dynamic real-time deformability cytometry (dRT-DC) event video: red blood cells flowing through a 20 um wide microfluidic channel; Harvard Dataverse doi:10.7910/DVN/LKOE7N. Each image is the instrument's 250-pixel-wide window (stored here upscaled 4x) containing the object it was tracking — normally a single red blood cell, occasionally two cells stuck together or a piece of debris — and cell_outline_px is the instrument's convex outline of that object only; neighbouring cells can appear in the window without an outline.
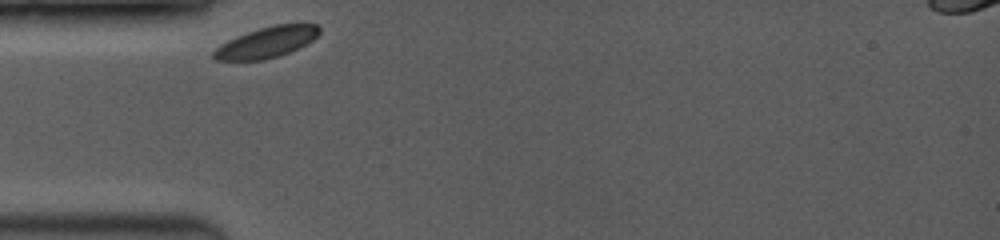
{"species": "common noctule bat (a hibernating species)", "species_latin": "Nyctalus noctula", "temperature_condition": "room temperature", "stored_images_in_passage": 54, "camera_frame_rate_fps": 3500, "um_per_image_px": 0.085, "animal": {"sex": "female", "body_mass_g": 19.0, "forearm_length_mm": 53.3}, "frame": {"image": 1, "passage_image": 1, "time_ms": 0.0, "image_size_px": [1000, 240], "cell_outline_px": [[320, 32], [312, 40], [280, 56], [264, 60], [216, 60], [212, 56], [212, 52], [220, 44], [236, 36], [260, 28], [276, 24], [316, 24], [320, 28]], "centroid_in_image_um": [22.63, 3.6], "position_along_channel_um": 62.4, "area_um2": 18.73}}
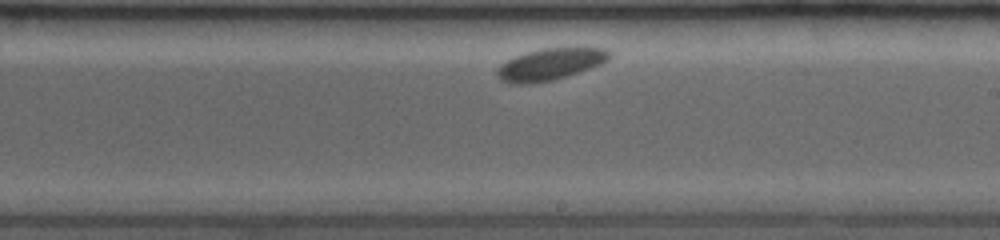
{"frame": {"image": 2, "passage_image": 30, "time_ms": 5.143, "image_size_px": [1000, 240], "cell_outline_px": [[612, 56], [608, 60], [600, 64], [568, 76], [552, 80], [532, 84], [508, 84], [500, 80], [496, 76], [496, 68], [500, 64], [516, 56], [528, 52], [544, 48], [604, 48], [612, 52]], "centroid_in_image_um": [46.73, 5.48], "position_along_channel_um": 242.3, "area_um2": 20.87}}
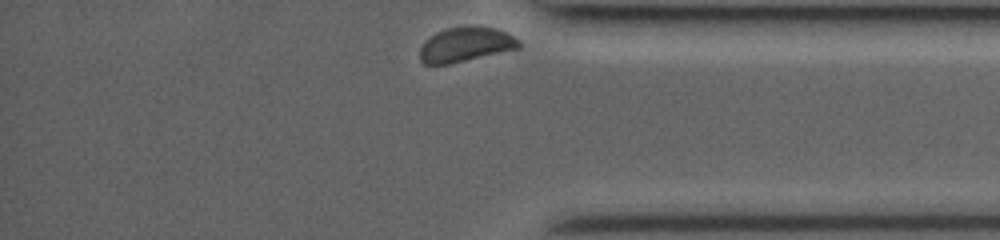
{"frame": {"image": 3, "passage_image": 53, "time_ms": 9.429, "image_size_px": [1000, 240], "cell_outline_px": [[520, 48], [448, 64], [424, 64], [420, 60], [420, 48], [436, 32], [444, 28], [496, 28], [520, 40]], "centroid_in_image_um": [39.58, 3.81], "position_along_channel_um": 395.6, "area_um2": 19.25}}